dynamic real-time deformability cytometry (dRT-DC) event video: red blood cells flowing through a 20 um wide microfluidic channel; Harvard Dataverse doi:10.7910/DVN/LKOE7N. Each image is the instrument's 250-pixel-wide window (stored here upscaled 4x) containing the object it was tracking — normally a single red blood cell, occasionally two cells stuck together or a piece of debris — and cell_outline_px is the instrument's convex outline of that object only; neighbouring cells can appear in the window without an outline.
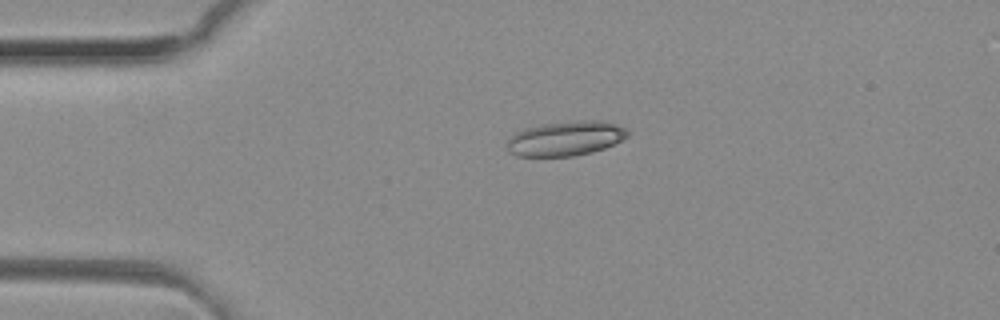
{"species": "common noctule bat (a hibernating species)", "species_latin": "Nyctalus noctula", "temperature_condition": "room temperature", "stored_images_in_passage": 40, "camera_frame_rate_fps": 3000, "um_per_image_px": 0.085, "animal": {"sex": "female", "body_mass_g": 29.2, "forearm_length_mm": 56.3}, "frame": {"image": 1, "passage_image": 1, "time_ms": 0.0, "image_size_px": [1000, 320], "cell_outline_px": [[628, 136], [604, 148], [592, 152], [572, 156], [516, 156], [508, 148], [508, 140], [516, 132], [524, 128], [540, 124], [580, 120], [596, 120], [616, 124], [628, 128]], "centroid_in_image_um": [48.09, 11.76], "position_along_channel_um": 36.9, "area_um2": 24.16}}
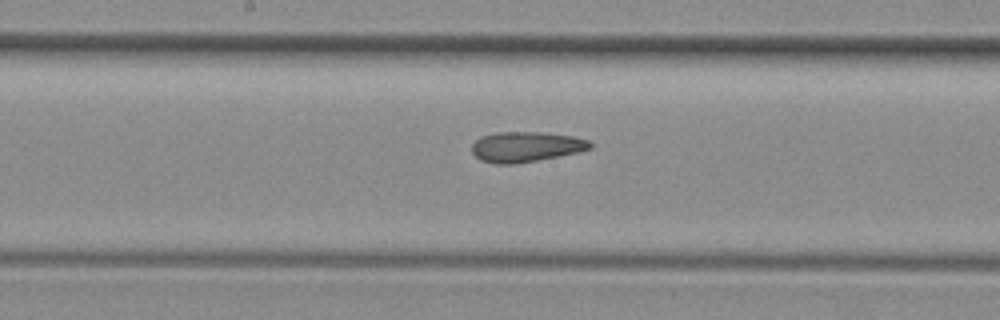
{"frame": {"image": 2, "passage_image": 15, "time_ms": 4.667, "image_size_px": [1000, 320], "cell_outline_px": [[592, 148], [576, 152], [516, 164], [496, 164], [480, 160], [472, 152], [472, 144], [480, 136], [496, 132], [544, 132], [572, 136], [588, 140], [592, 144]], "centroid_in_image_um": [44.66, 12.47], "position_along_channel_um": 203.5, "area_um2": 20.75}}
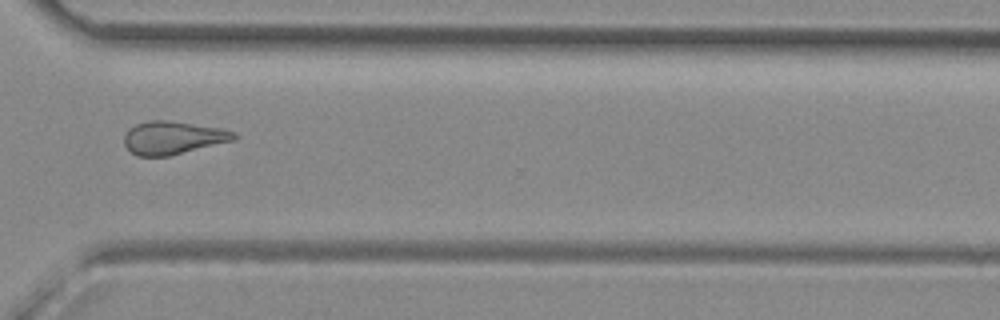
{"frame": {"image": 3, "passage_image": 26, "time_ms": 8.333, "image_size_px": [1000, 320], "cell_outline_px": [[236, 140], [168, 156], [136, 156], [124, 144], [124, 136], [128, 128], [136, 124], [148, 120], [168, 120], [220, 128], [236, 132]], "centroid_in_image_um": [14.69, 11.7], "position_along_channel_um": 355.9, "area_um2": 21.15}, "authors_computed_cell_mechanics": {"area_um2": 21.0392, "velocity_mm_per_s": 4.1707, "shape_relaxation_time_tau1_ms": null, "shape_relaxation_time_tau2_ms": 3.2061, "deformation_change_tau1": null, "deformation_change_tau2": 0.1313}}